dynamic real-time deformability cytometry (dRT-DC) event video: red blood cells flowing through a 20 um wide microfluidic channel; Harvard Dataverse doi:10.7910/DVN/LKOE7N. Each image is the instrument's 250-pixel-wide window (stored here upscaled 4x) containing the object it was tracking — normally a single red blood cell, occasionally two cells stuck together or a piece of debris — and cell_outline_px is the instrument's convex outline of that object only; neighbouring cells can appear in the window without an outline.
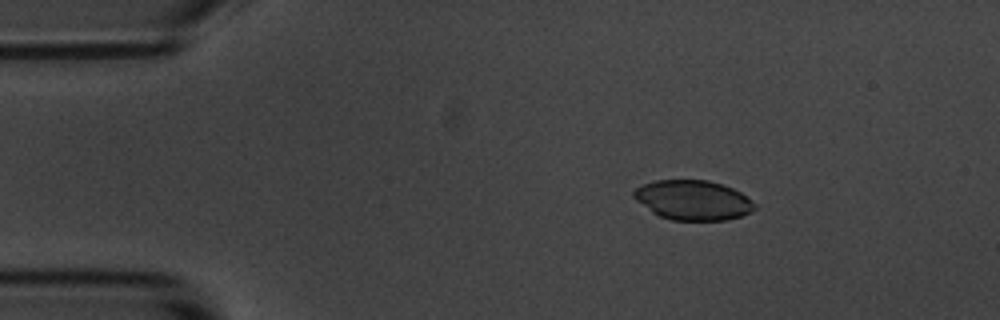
{"species": "common noctule bat (a hibernating species)", "species_latin": "Nyctalus noctula", "temperature_condition": "room temperature", "stored_images_in_passage": 4, "camera_frame_rate_fps": 3000, "um_per_image_px": 0.085, "animal": {"sex": "male", "body_mass_g": 20.1, "forearm_length_mm": 53.5}, "frame": {"image": 1, "passage_image": 2, "time_ms": 1.0, "image_size_px": [1000, 320], "cell_outline_px": [[756, 208], [752, 212], [728, 220], [672, 220], [660, 216], [652, 212], [636, 200], [632, 196], [632, 192], [636, 188], [644, 184], [656, 180], [708, 180], [732, 188], [740, 192], [752, 200], [756, 204]], "centroid_in_image_um": [58.92, 17.01], "position_along_channel_um": 26.1, "area_um2": 27.98}}